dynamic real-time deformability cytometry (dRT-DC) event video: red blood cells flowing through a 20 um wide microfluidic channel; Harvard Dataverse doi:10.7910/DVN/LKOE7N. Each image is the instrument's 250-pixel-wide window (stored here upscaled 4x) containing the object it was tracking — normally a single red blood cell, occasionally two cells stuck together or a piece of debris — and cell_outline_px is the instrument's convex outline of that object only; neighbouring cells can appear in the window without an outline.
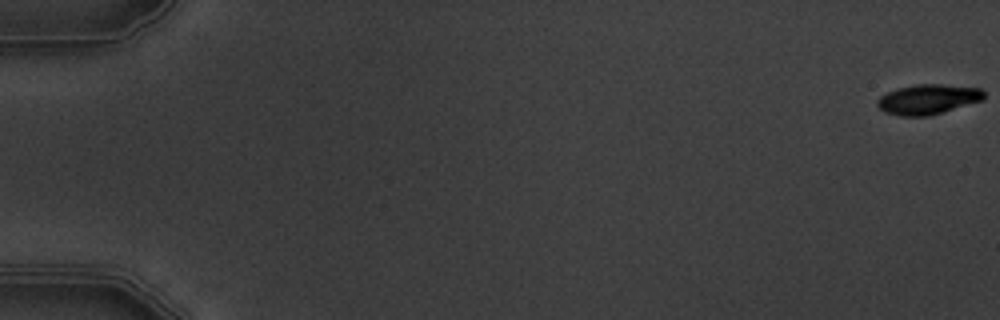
{"species": "common noctule bat (a hibernating species)", "species_latin": "Nyctalus noctula", "temperature_condition": "warm", "stored_images_in_passage": 6, "camera_frame_rate_fps": 3000, "um_per_image_px": 0.085, "animal": {"sex": "male", "body_mass_g": 19.5, "forearm_length_mm": 54.6}, "frame": {"image": 1, "passage_image": 1, "time_ms": 0.0, "image_size_px": [1000, 320], "cell_outline_px": [[984, 100], [928, 116], [900, 116], [884, 112], [876, 104], [876, 100], [880, 96], [888, 92], [900, 88], [916, 84], [940, 84], [980, 88], [984, 92]], "centroid_in_image_um": [78.87, 8.44], "position_along_channel_um": 6.1, "area_um2": 18.55}}
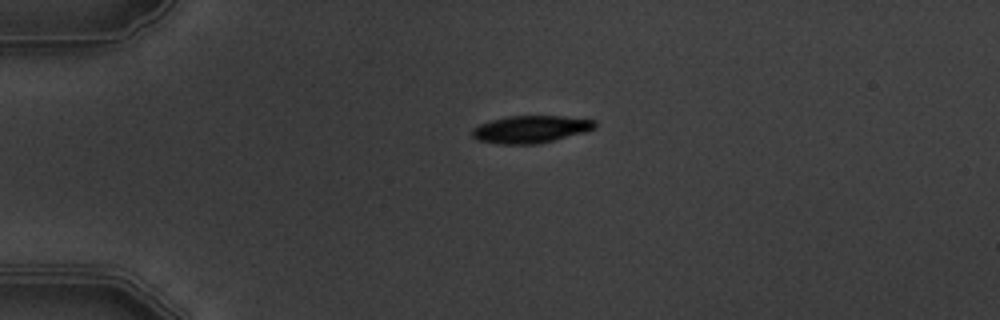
{"frame": {"image": 2, "passage_image": 5, "time_ms": 4.667, "image_size_px": [1000, 320], "cell_outline_px": [[596, 128], [584, 132], [536, 144], [496, 144], [476, 140], [472, 136], [472, 128], [480, 124], [492, 120], [508, 116], [564, 116], [596, 120]], "centroid_in_image_um": [45.09, 10.98], "position_along_channel_um": 39.9, "area_um2": 19.54}}